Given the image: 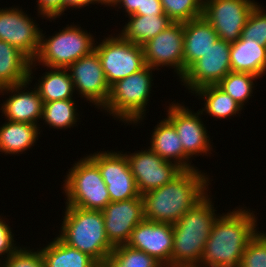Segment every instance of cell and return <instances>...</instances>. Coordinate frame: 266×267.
Segmentation results:
<instances>
[{"label":"cell","mask_w":266,"mask_h":267,"mask_svg":"<svg viewBox=\"0 0 266 267\" xmlns=\"http://www.w3.org/2000/svg\"><path fill=\"white\" fill-rule=\"evenodd\" d=\"M226 211L215 220L198 267H239L246 246L260 231L251 208Z\"/></svg>","instance_id":"6da1fadb"},{"label":"cell","mask_w":266,"mask_h":267,"mask_svg":"<svg viewBox=\"0 0 266 267\" xmlns=\"http://www.w3.org/2000/svg\"><path fill=\"white\" fill-rule=\"evenodd\" d=\"M204 171L183 170L171 182L142 194L144 219L169 224L179 221L210 191L213 177Z\"/></svg>","instance_id":"7a4b0ae2"},{"label":"cell","mask_w":266,"mask_h":267,"mask_svg":"<svg viewBox=\"0 0 266 267\" xmlns=\"http://www.w3.org/2000/svg\"><path fill=\"white\" fill-rule=\"evenodd\" d=\"M212 197V198H211ZM209 191L173 224L171 267H198L217 213Z\"/></svg>","instance_id":"3957f363"},{"label":"cell","mask_w":266,"mask_h":267,"mask_svg":"<svg viewBox=\"0 0 266 267\" xmlns=\"http://www.w3.org/2000/svg\"><path fill=\"white\" fill-rule=\"evenodd\" d=\"M58 236L65 244L92 257L100 266L114 246L109 242L102 211L65 206Z\"/></svg>","instance_id":"277c9868"},{"label":"cell","mask_w":266,"mask_h":267,"mask_svg":"<svg viewBox=\"0 0 266 267\" xmlns=\"http://www.w3.org/2000/svg\"><path fill=\"white\" fill-rule=\"evenodd\" d=\"M155 70L146 65L142 70L111 85L108 99L100 111L124 125L141 126L148 113Z\"/></svg>","instance_id":"5b68a950"},{"label":"cell","mask_w":266,"mask_h":267,"mask_svg":"<svg viewBox=\"0 0 266 267\" xmlns=\"http://www.w3.org/2000/svg\"><path fill=\"white\" fill-rule=\"evenodd\" d=\"M54 32L49 36L45 35V31H41L39 51L29 69L30 81L36 80L34 71L38 69L37 66L68 68L75 61L95 50L97 38L90 33V30L88 32L83 29L81 24L73 22Z\"/></svg>","instance_id":"8992f818"},{"label":"cell","mask_w":266,"mask_h":267,"mask_svg":"<svg viewBox=\"0 0 266 267\" xmlns=\"http://www.w3.org/2000/svg\"><path fill=\"white\" fill-rule=\"evenodd\" d=\"M64 177L65 206L102 211L111 202L98 167L86 155L78 158Z\"/></svg>","instance_id":"52a82bcc"},{"label":"cell","mask_w":266,"mask_h":267,"mask_svg":"<svg viewBox=\"0 0 266 267\" xmlns=\"http://www.w3.org/2000/svg\"><path fill=\"white\" fill-rule=\"evenodd\" d=\"M98 41L95 50L109 86L146 66L143 47L125 40L119 33H111Z\"/></svg>","instance_id":"ba28073f"},{"label":"cell","mask_w":266,"mask_h":267,"mask_svg":"<svg viewBox=\"0 0 266 267\" xmlns=\"http://www.w3.org/2000/svg\"><path fill=\"white\" fill-rule=\"evenodd\" d=\"M165 103L166 118L174 125L181 144L184 149V153L192 160L197 156H210L213 155V142H211L207 130L206 121L204 123L202 113L198 111L194 112V109H189V106H185L183 102ZM171 103V104H170ZM213 151V152H212Z\"/></svg>","instance_id":"9c48e42d"},{"label":"cell","mask_w":266,"mask_h":267,"mask_svg":"<svg viewBox=\"0 0 266 267\" xmlns=\"http://www.w3.org/2000/svg\"><path fill=\"white\" fill-rule=\"evenodd\" d=\"M86 156L98 167L111 202L125 201L141 195L124 152L117 149L116 151L98 150Z\"/></svg>","instance_id":"30bf717a"},{"label":"cell","mask_w":266,"mask_h":267,"mask_svg":"<svg viewBox=\"0 0 266 267\" xmlns=\"http://www.w3.org/2000/svg\"><path fill=\"white\" fill-rule=\"evenodd\" d=\"M145 64L153 69H173L174 77L184 76V23L173 22L157 36L142 45Z\"/></svg>","instance_id":"8fae6325"},{"label":"cell","mask_w":266,"mask_h":267,"mask_svg":"<svg viewBox=\"0 0 266 267\" xmlns=\"http://www.w3.org/2000/svg\"><path fill=\"white\" fill-rule=\"evenodd\" d=\"M20 6L0 7V40L13 45L31 61L38 54L41 27L31 14Z\"/></svg>","instance_id":"7c38bea8"},{"label":"cell","mask_w":266,"mask_h":267,"mask_svg":"<svg viewBox=\"0 0 266 267\" xmlns=\"http://www.w3.org/2000/svg\"><path fill=\"white\" fill-rule=\"evenodd\" d=\"M75 94L90 106L101 109L109 96L110 86L96 50L84 55L68 68Z\"/></svg>","instance_id":"4fadbf2b"},{"label":"cell","mask_w":266,"mask_h":267,"mask_svg":"<svg viewBox=\"0 0 266 267\" xmlns=\"http://www.w3.org/2000/svg\"><path fill=\"white\" fill-rule=\"evenodd\" d=\"M255 0H204L203 16L212 25L219 39L235 42L242 30Z\"/></svg>","instance_id":"5bb4252c"},{"label":"cell","mask_w":266,"mask_h":267,"mask_svg":"<svg viewBox=\"0 0 266 267\" xmlns=\"http://www.w3.org/2000/svg\"><path fill=\"white\" fill-rule=\"evenodd\" d=\"M124 153L141 195L171 182L183 171L177 164L159 157L149 146Z\"/></svg>","instance_id":"9a60e30c"},{"label":"cell","mask_w":266,"mask_h":267,"mask_svg":"<svg viewBox=\"0 0 266 267\" xmlns=\"http://www.w3.org/2000/svg\"><path fill=\"white\" fill-rule=\"evenodd\" d=\"M230 42L218 39L204 56L197 60L180 79L188 93L207 85H217L229 72Z\"/></svg>","instance_id":"2e32d148"},{"label":"cell","mask_w":266,"mask_h":267,"mask_svg":"<svg viewBox=\"0 0 266 267\" xmlns=\"http://www.w3.org/2000/svg\"><path fill=\"white\" fill-rule=\"evenodd\" d=\"M31 83L32 81L28 79L23 83L0 88V95L3 97L7 95L0 104L1 117L5 118L4 121L40 125L43 100L36 87L30 85Z\"/></svg>","instance_id":"e0dca14e"},{"label":"cell","mask_w":266,"mask_h":267,"mask_svg":"<svg viewBox=\"0 0 266 267\" xmlns=\"http://www.w3.org/2000/svg\"><path fill=\"white\" fill-rule=\"evenodd\" d=\"M126 245L144 251L163 267H171L173 224L143 219L132 231Z\"/></svg>","instance_id":"ac0fdd59"},{"label":"cell","mask_w":266,"mask_h":267,"mask_svg":"<svg viewBox=\"0 0 266 267\" xmlns=\"http://www.w3.org/2000/svg\"><path fill=\"white\" fill-rule=\"evenodd\" d=\"M102 214L109 242L114 247L126 244L134 228L144 219L142 196L110 202L102 210Z\"/></svg>","instance_id":"d6986e66"},{"label":"cell","mask_w":266,"mask_h":267,"mask_svg":"<svg viewBox=\"0 0 266 267\" xmlns=\"http://www.w3.org/2000/svg\"><path fill=\"white\" fill-rule=\"evenodd\" d=\"M151 133L149 147L159 157L177 164L183 170L199 169L184 153L177 131L166 117L157 122Z\"/></svg>","instance_id":"ffe728a7"},{"label":"cell","mask_w":266,"mask_h":267,"mask_svg":"<svg viewBox=\"0 0 266 267\" xmlns=\"http://www.w3.org/2000/svg\"><path fill=\"white\" fill-rule=\"evenodd\" d=\"M218 39L216 31L204 16L184 22V75Z\"/></svg>","instance_id":"44dd1931"},{"label":"cell","mask_w":266,"mask_h":267,"mask_svg":"<svg viewBox=\"0 0 266 267\" xmlns=\"http://www.w3.org/2000/svg\"><path fill=\"white\" fill-rule=\"evenodd\" d=\"M230 66L232 72L250 73L262 78L266 75V47L249 38L232 42Z\"/></svg>","instance_id":"7402d4cb"},{"label":"cell","mask_w":266,"mask_h":267,"mask_svg":"<svg viewBox=\"0 0 266 267\" xmlns=\"http://www.w3.org/2000/svg\"><path fill=\"white\" fill-rule=\"evenodd\" d=\"M40 133L38 125L6 120L0 125V156L25 154L38 145Z\"/></svg>","instance_id":"603a6c76"},{"label":"cell","mask_w":266,"mask_h":267,"mask_svg":"<svg viewBox=\"0 0 266 267\" xmlns=\"http://www.w3.org/2000/svg\"><path fill=\"white\" fill-rule=\"evenodd\" d=\"M192 95L195 98L202 100L203 107L199 110L202 115L213 117L214 121L217 119H232L231 117L240 116L243 107L234 101L227 93L221 90L217 85H207L198 88ZM198 96V97H197ZM237 114V115H236Z\"/></svg>","instance_id":"cb8c5ba5"},{"label":"cell","mask_w":266,"mask_h":267,"mask_svg":"<svg viewBox=\"0 0 266 267\" xmlns=\"http://www.w3.org/2000/svg\"><path fill=\"white\" fill-rule=\"evenodd\" d=\"M118 33L127 41L143 45L169 27L173 21L163 15H130Z\"/></svg>","instance_id":"d4e9b609"},{"label":"cell","mask_w":266,"mask_h":267,"mask_svg":"<svg viewBox=\"0 0 266 267\" xmlns=\"http://www.w3.org/2000/svg\"><path fill=\"white\" fill-rule=\"evenodd\" d=\"M39 249L46 267H101L92 257L68 246L58 236Z\"/></svg>","instance_id":"484cf974"},{"label":"cell","mask_w":266,"mask_h":267,"mask_svg":"<svg viewBox=\"0 0 266 267\" xmlns=\"http://www.w3.org/2000/svg\"><path fill=\"white\" fill-rule=\"evenodd\" d=\"M45 69L46 71L39 75L38 82L32 83L36 87L43 103L76 99L73 82L67 68L46 67Z\"/></svg>","instance_id":"4316f807"},{"label":"cell","mask_w":266,"mask_h":267,"mask_svg":"<svg viewBox=\"0 0 266 267\" xmlns=\"http://www.w3.org/2000/svg\"><path fill=\"white\" fill-rule=\"evenodd\" d=\"M31 62L13 45L0 40V88L28 80Z\"/></svg>","instance_id":"83f0119b"},{"label":"cell","mask_w":266,"mask_h":267,"mask_svg":"<svg viewBox=\"0 0 266 267\" xmlns=\"http://www.w3.org/2000/svg\"><path fill=\"white\" fill-rule=\"evenodd\" d=\"M79 101L75 99H64L43 103L42 118L39 125L40 132L42 126H49V129L62 130L78 127L80 121V112L77 106ZM77 103V104H76ZM41 123L43 125H41ZM41 126V127H40Z\"/></svg>","instance_id":"f1b7e54d"},{"label":"cell","mask_w":266,"mask_h":267,"mask_svg":"<svg viewBox=\"0 0 266 267\" xmlns=\"http://www.w3.org/2000/svg\"><path fill=\"white\" fill-rule=\"evenodd\" d=\"M260 77L250 73L229 72L217 86L227 93L234 101L245 108L246 103L252 99L254 89Z\"/></svg>","instance_id":"f546056e"},{"label":"cell","mask_w":266,"mask_h":267,"mask_svg":"<svg viewBox=\"0 0 266 267\" xmlns=\"http://www.w3.org/2000/svg\"><path fill=\"white\" fill-rule=\"evenodd\" d=\"M101 267H163L144 251L126 244L115 246Z\"/></svg>","instance_id":"4dcf8cb0"},{"label":"cell","mask_w":266,"mask_h":267,"mask_svg":"<svg viewBox=\"0 0 266 267\" xmlns=\"http://www.w3.org/2000/svg\"><path fill=\"white\" fill-rule=\"evenodd\" d=\"M164 13L173 21L184 23L203 16L204 0H160Z\"/></svg>","instance_id":"1f68e13d"},{"label":"cell","mask_w":266,"mask_h":267,"mask_svg":"<svg viewBox=\"0 0 266 267\" xmlns=\"http://www.w3.org/2000/svg\"><path fill=\"white\" fill-rule=\"evenodd\" d=\"M259 2L250 12L241 38L255 40L259 45L266 47V8Z\"/></svg>","instance_id":"d6a6232c"},{"label":"cell","mask_w":266,"mask_h":267,"mask_svg":"<svg viewBox=\"0 0 266 267\" xmlns=\"http://www.w3.org/2000/svg\"><path fill=\"white\" fill-rule=\"evenodd\" d=\"M0 267H46V265L38 247L30 248L27 245H21L0 263Z\"/></svg>","instance_id":"836d02e7"},{"label":"cell","mask_w":266,"mask_h":267,"mask_svg":"<svg viewBox=\"0 0 266 267\" xmlns=\"http://www.w3.org/2000/svg\"><path fill=\"white\" fill-rule=\"evenodd\" d=\"M239 267H266V232L259 231L248 243Z\"/></svg>","instance_id":"e575fe53"},{"label":"cell","mask_w":266,"mask_h":267,"mask_svg":"<svg viewBox=\"0 0 266 267\" xmlns=\"http://www.w3.org/2000/svg\"><path fill=\"white\" fill-rule=\"evenodd\" d=\"M0 215V263L14 253L21 244L16 243L14 231L6 215ZM7 219V220H6ZM7 222V223H6Z\"/></svg>","instance_id":"d590c367"},{"label":"cell","mask_w":266,"mask_h":267,"mask_svg":"<svg viewBox=\"0 0 266 267\" xmlns=\"http://www.w3.org/2000/svg\"><path fill=\"white\" fill-rule=\"evenodd\" d=\"M37 16L50 22L61 19L64 15V0H36ZM61 17V18H60Z\"/></svg>","instance_id":"8d00e7d4"},{"label":"cell","mask_w":266,"mask_h":267,"mask_svg":"<svg viewBox=\"0 0 266 267\" xmlns=\"http://www.w3.org/2000/svg\"><path fill=\"white\" fill-rule=\"evenodd\" d=\"M164 11L160 0H144L142 10H137L133 15H163Z\"/></svg>","instance_id":"74e56055"},{"label":"cell","mask_w":266,"mask_h":267,"mask_svg":"<svg viewBox=\"0 0 266 267\" xmlns=\"http://www.w3.org/2000/svg\"><path fill=\"white\" fill-rule=\"evenodd\" d=\"M144 0H118V2L115 4L114 8L117 13L118 9H121L120 11H124L125 17L133 15L137 10H142V3ZM123 8V9H122Z\"/></svg>","instance_id":"f35d334b"},{"label":"cell","mask_w":266,"mask_h":267,"mask_svg":"<svg viewBox=\"0 0 266 267\" xmlns=\"http://www.w3.org/2000/svg\"><path fill=\"white\" fill-rule=\"evenodd\" d=\"M97 4L96 0H64V14H66L65 12L69 9L71 10H79L85 7H87L89 9V6L91 5H94Z\"/></svg>","instance_id":"ab89813d"},{"label":"cell","mask_w":266,"mask_h":267,"mask_svg":"<svg viewBox=\"0 0 266 267\" xmlns=\"http://www.w3.org/2000/svg\"><path fill=\"white\" fill-rule=\"evenodd\" d=\"M96 2H97V4L99 5H104V7L103 8H105V7H110V10H111V8L112 7H114L115 6V4L118 2V0H96Z\"/></svg>","instance_id":"60d3db41"}]
</instances>
